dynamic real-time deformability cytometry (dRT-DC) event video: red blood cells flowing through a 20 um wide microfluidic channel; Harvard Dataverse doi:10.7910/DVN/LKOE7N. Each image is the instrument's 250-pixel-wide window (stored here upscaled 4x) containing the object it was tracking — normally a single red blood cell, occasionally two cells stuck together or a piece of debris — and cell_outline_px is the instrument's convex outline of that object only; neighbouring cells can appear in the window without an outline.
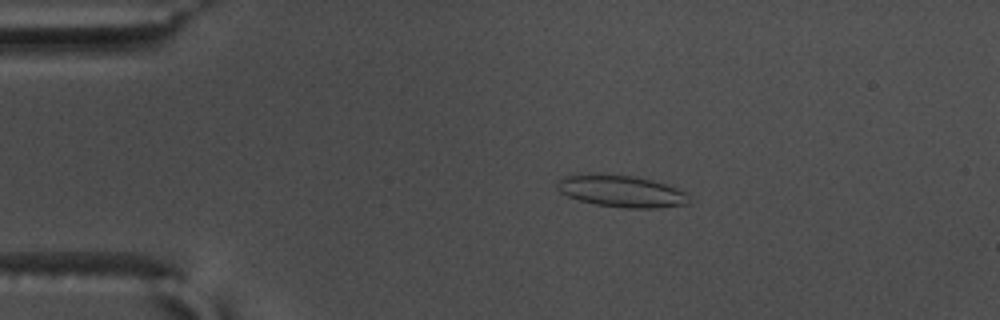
{"species": "common noctule bat (a hibernating species)", "species_latin": "Nyctalus noctula", "temperature_condition": "warm", "stored_images_in_passage": 54, "camera_frame_rate_fps": 3000, "um_per_image_px": 0.085, "animal": {"sex": "male", "body_mass_g": 17.5, "forearm_length_mm": 52.3}, "frame": {"image": 1, "passage_image": 9, "time_ms": 2.667, "image_size_px": [1000, 320], "cell_outline_px": [[692, 204], [656, 208], [624, 208], [596, 204], [580, 200], [568, 196], [560, 192], [556, 188], [556, 184], [564, 176], [632, 176], [652, 180], [676, 188], [684, 192], [692, 200]], "centroid_in_image_um": [52.9, 16.3], "position_along_channel_um": 32.1, "area_um2": 23.76}}
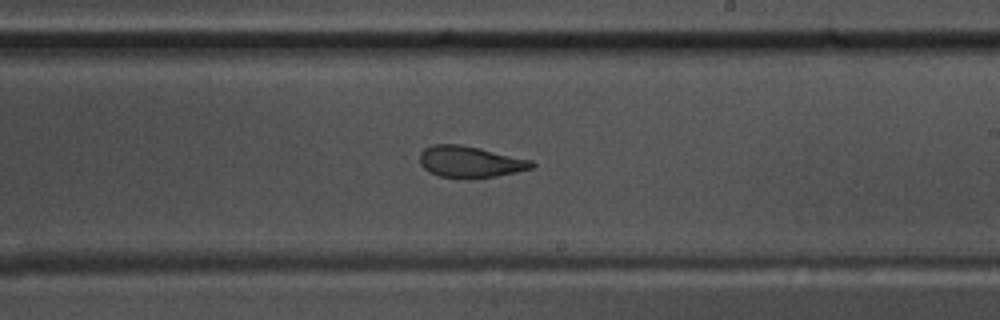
{"frame": {"image": 2, "passage_image": 31, "time_ms": 10.0, "image_size_px": [1000, 320], "cell_outline_px": [[536, 164], [532, 168], [516, 172], [496, 176], [440, 176], [428, 172], [420, 164], [420, 152], [424, 148], [432, 144], [460, 144], [480, 148], [532, 160]], "centroid_in_image_um": [39.95, 13.71], "position_along_channel_um": 249.1, "area_um2": 20.06}}
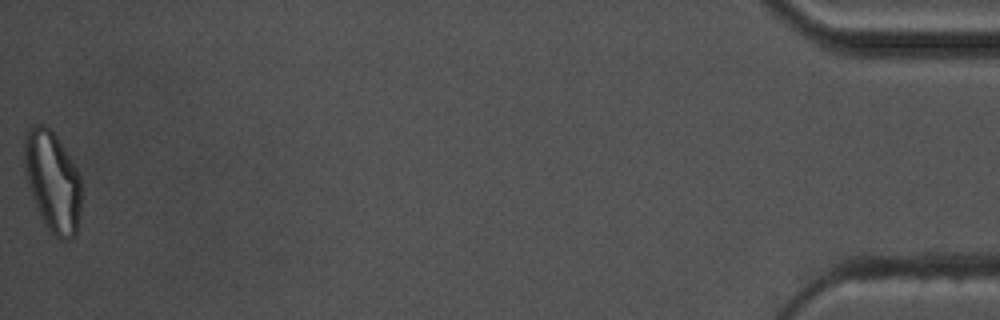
{"frame": {"image": 3, "passage_image": 54, "time_ms": 17.667, "image_size_px": [1000, 320], "cell_outline_px": [[80, 212], [76, 236], [68, 240], [60, 240], [44, 224], [40, 216], [24, 168], [24, 136], [28, 128], [36, 124], [44, 124], [56, 136], [64, 148], [76, 168], [80, 176]], "centroid_in_image_um": [4.47, 15.42], "position_along_channel_um": 430.7, "area_um2": 33.06}, "authors_computed_cell_mechanics": {"area_um2": 23.2356, "velocity_mm_per_s": 3.6414, "shape_relaxation_time_tau1_ms": null, "shape_relaxation_time_tau2_ms": 2.3225, "deformation_change_tau1": null, "deformation_change_tau2": 0.0819}}